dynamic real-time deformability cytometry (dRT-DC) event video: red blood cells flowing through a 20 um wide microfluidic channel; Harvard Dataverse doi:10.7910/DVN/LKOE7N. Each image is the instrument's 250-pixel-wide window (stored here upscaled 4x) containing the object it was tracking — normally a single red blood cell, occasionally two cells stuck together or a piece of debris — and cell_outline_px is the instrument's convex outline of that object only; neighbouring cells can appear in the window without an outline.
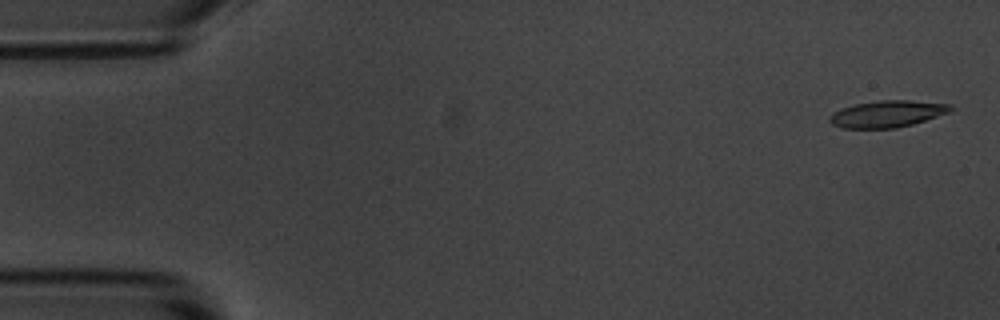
{"species": "common noctule bat (a hibernating species)", "species_latin": "Nyctalus noctula", "temperature_condition": "room temperature", "stored_images_in_passage": 55, "camera_frame_rate_fps": 3000, "um_per_image_px": 0.085, "animal": {"sex": "male", "body_mass_g": 20.1, "forearm_length_mm": 53.5}, "frame": {"image": 1, "passage_image": 2, "time_ms": 0.333, "image_size_px": [1000, 320], "cell_outline_px": [[956, 108], [952, 112], [912, 124], [896, 128], [844, 128], [832, 124], [828, 120], [828, 116], [832, 112], [840, 108], [856, 104], [880, 100], [908, 100], [952, 104]], "centroid_in_image_um": [75.45, 9.67], "position_along_channel_um": 9.6, "area_um2": 19.07}}
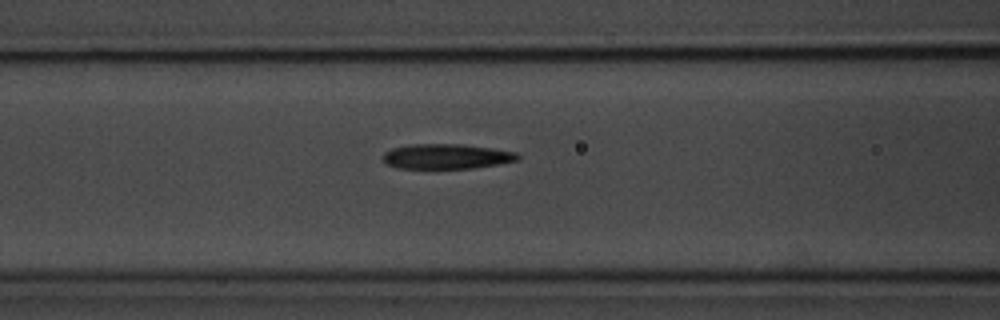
{"frame": {"image": 2, "passage_image": 22, "time_ms": 7.0, "image_size_px": [1000, 320], "cell_outline_px": [[520, 160], [500, 164], [472, 168], [396, 168], [388, 164], [384, 160], [384, 152], [392, 148], [408, 144], [460, 144], [492, 148], [516, 152], [520, 156]], "centroid_in_image_um": [37.98, 13.29], "position_along_channel_um": 128.6, "area_um2": 19.65}}
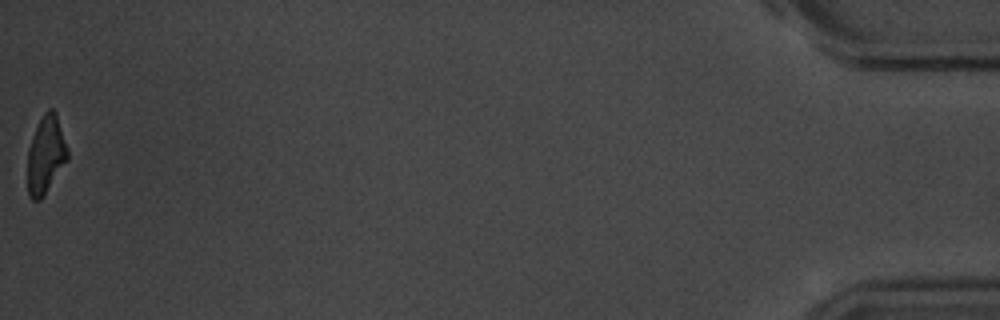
{"frame": {"image": 3, "passage_image": 55, "time_ms": 18.0, "image_size_px": [1000, 320], "cell_outline_px": [[68, 160], [44, 196], [40, 200], [32, 200], [28, 196], [28, 148], [36, 128], [44, 112], [48, 108], [52, 108], [56, 112], [68, 148]], "centroid_in_image_um": [3.91, 13.17], "position_along_channel_um": 431.3, "area_um2": 18.21}, "authors_computed_cell_mechanics": {"area_um2": 19.7676, "velocity_mm_per_s": 3.6583, "shape_relaxation_time_tau1_ms": 3.8083, "shape_relaxation_time_tau2_ms": 2.5534, "deformation_change_tau1": 0.1398, "deformation_change_tau2": 0.1161}}